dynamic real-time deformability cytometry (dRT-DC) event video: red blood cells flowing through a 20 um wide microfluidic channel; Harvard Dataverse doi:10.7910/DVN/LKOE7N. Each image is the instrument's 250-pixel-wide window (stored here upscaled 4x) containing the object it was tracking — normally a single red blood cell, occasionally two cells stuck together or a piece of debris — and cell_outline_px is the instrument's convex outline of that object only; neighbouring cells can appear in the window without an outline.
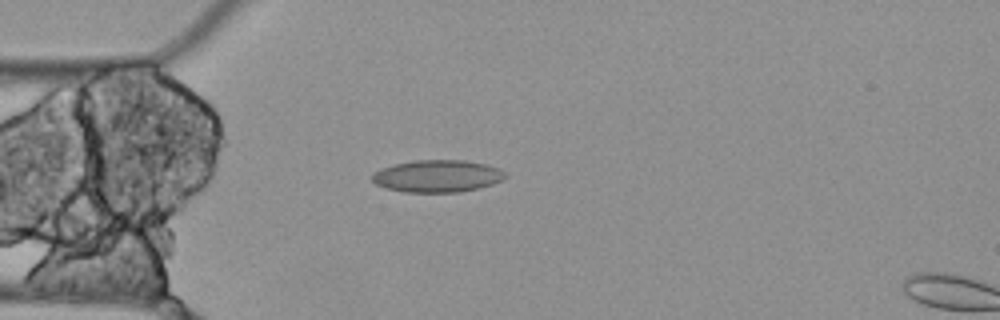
{"species": "Egyptian fruit bat (a non-hibernating species)", "species_latin": "Rousettus aegyptiacus", "temperature_condition": "cold", "stored_images_in_passage": 3, "camera_frame_rate_fps": 3000, "um_per_image_px": 0.085, "animal": {"sex": "female"}, "frame": {"image": 1, "passage_image": 2, "time_ms": 0.333, "image_size_px": [1000, 320], "cell_outline_px": [[508, 176], [492, 184], [480, 188], [460, 192], [404, 192], [388, 188], [376, 184], [372, 180], [372, 172], [380, 168], [392, 164], [412, 160], [464, 160], [484, 164], [500, 168]], "centroid_in_image_um": [37.15, 14.96], "position_along_channel_um": 47.8, "area_um2": 25.14}}